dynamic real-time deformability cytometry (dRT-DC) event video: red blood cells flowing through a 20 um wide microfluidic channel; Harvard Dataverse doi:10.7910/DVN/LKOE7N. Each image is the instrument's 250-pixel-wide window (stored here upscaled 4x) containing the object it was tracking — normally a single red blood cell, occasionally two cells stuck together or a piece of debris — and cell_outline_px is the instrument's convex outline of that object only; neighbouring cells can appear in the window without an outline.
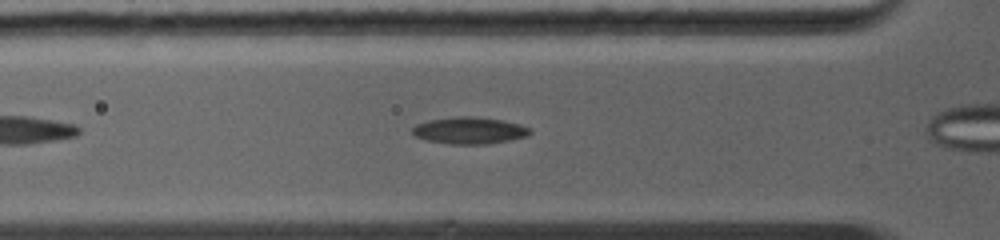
{"species": "common noctule bat (a hibernating species)", "species_latin": "Nyctalus noctula", "temperature_condition": "warm", "stored_images_in_passage": 46, "camera_frame_rate_fps": 5000, "um_per_image_px": 0.085, "animal": {"sex": "female", "body_mass_g": 19.0, "forearm_length_mm": 56.7}, "frame": {"image": 1, "passage_image": 6, "time_ms": 1.4, "image_size_px": [1000, 240], "cell_outline_px": [[532, 132], [528, 136], [488, 144], [452, 144], [428, 140], [416, 136], [412, 132], [412, 128], [416, 124], [428, 120], [456, 116], [476, 116], [504, 120], [520, 124], [532, 128]], "centroid_in_image_um": [39.95, 11.08], "position_along_channel_um": 85.9, "area_um2": 18.5}}
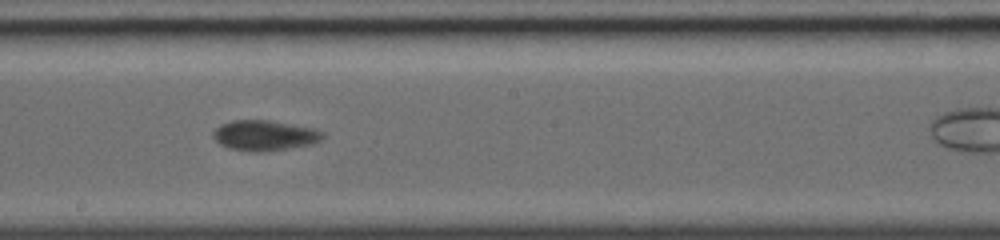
{"frame": {"image": 2, "passage_image": 18, "time_ms": 4.6, "image_size_px": [1000, 240], "cell_outline_px": [[324, 136], [320, 140], [308, 144], [288, 148], [260, 152], [256, 152], [232, 148], [220, 144], [212, 136], [212, 132], [220, 124], [232, 120], [272, 120], [316, 128], [324, 132]], "centroid_in_image_um": [22.49, 11.48], "position_along_channel_um": 225.7, "area_um2": 19.31}}
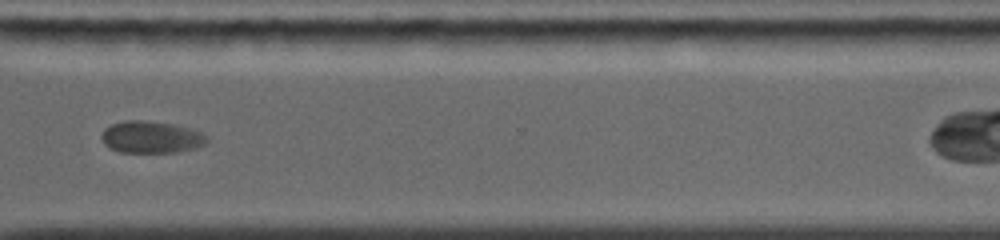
{"frame": {"image": 3, "passage_image": 29, "time_ms": 7.6, "image_size_px": [1000, 240], "cell_outline_px": [[208, 140], [204, 144], [192, 148], [176, 152], [120, 152], [108, 148], [104, 144], [100, 136], [104, 128], [112, 124], [124, 120], [144, 120], [172, 124], [192, 128], [208, 136]], "centroid_in_image_um": [12.81, 11.64], "position_along_channel_um": 357.8, "area_um2": 19.71}}